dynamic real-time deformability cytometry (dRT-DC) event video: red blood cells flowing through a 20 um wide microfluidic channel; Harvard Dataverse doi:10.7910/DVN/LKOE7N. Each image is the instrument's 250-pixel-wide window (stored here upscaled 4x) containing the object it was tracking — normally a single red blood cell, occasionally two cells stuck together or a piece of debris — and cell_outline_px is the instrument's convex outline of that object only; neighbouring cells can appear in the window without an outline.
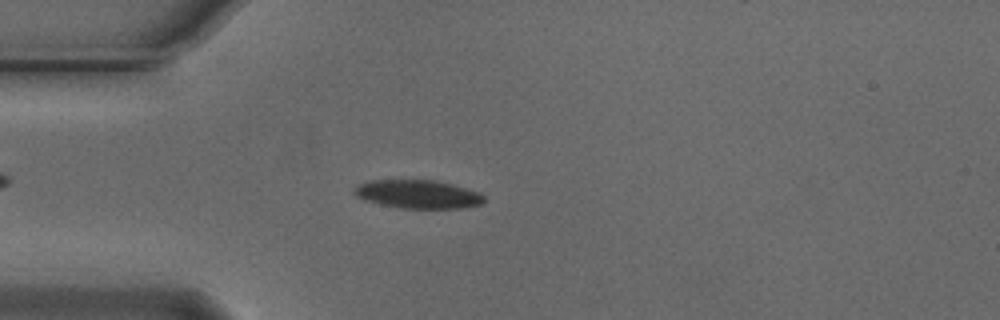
{"species": "Egyptian fruit bat (a non-hibernating species)", "species_latin": "Rousettus aegyptiacus", "temperature_condition": "cold", "stored_images_in_passage": 54, "camera_frame_rate_fps": 3000, "um_per_image_px": 0.085, "animal": {"sex": "male"}, "frame": {"image": 1, "passage_image": 14, "time_ms": 4.333, "image_size_px": [1000, 320], "cell_outline_px": [[484, 204], [464, 208], [400, 208], [380, 204], [364, 200], [356, 196], [352, 192], [360, 184], [372, 180], [432, 180], [452, 184], [480, 192], [484, 196]], "centroid_in_image_um": [35.56, 16.51], "position_along_channel_um": 49.4, "area_um2": 21.5}}
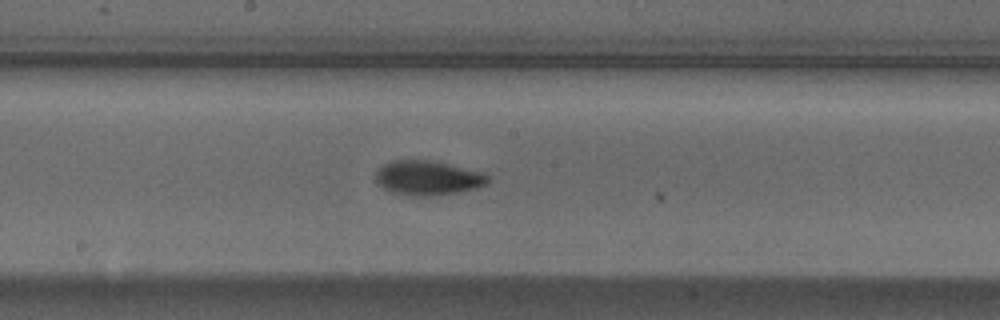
{"frame": {"image": 2, "passage_image": 28, "time_ms": 9.0, "image_size_px": [1000, 320], "cell_outline_px": [[488, 184], [476, 188], [456, 192], [432, 196], [412, 196], [392, 192], [376, 184], [376, 172], [384, 164], [392, 160], [432, 160], [484, 172], [488, 176]], "centroid_in_image_um": [36.36, 15.12], "position_along_channel_um": 211.8, "area_um2": 22.6}}
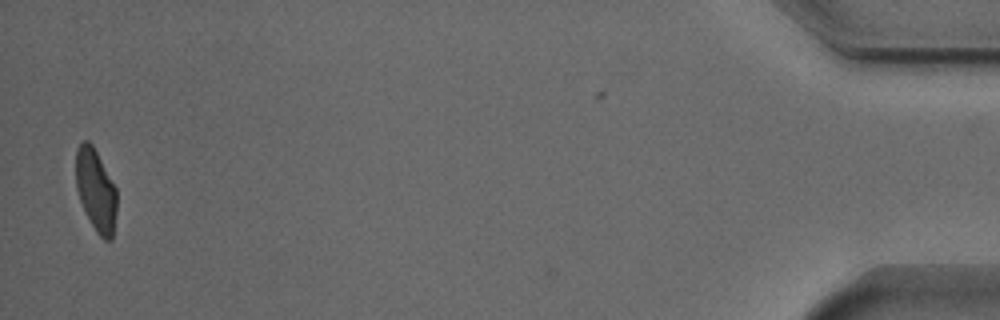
{"frame": {"image": 3, "passage_image": 53, "time_ms": 17.333, "image_size_px": [1000, 320], "cell_outline_px": [[116, 212], [112, 240], [104, 240], [96, 232], [80, 200], [76, 188], [76, 148], [84, 140], [88, 140], [92, 144], [116, 188]], "centroid_in_image_um": [8.14, 16.16], "position_along_channel_um": 427.1, "area_um2": 19.36}, "authors_computed_cell_mechanics": {"area_um2": 20.9814, "velocity_mm_per_s": 3.725, "shape_relaxation_time_tau1_ms": 3.2027, "shape_relaxation_time_tau2_ms": 3.6332, "deformation_change_tau1": 0.1363, "deformation_change_tau2": 0.0784}}